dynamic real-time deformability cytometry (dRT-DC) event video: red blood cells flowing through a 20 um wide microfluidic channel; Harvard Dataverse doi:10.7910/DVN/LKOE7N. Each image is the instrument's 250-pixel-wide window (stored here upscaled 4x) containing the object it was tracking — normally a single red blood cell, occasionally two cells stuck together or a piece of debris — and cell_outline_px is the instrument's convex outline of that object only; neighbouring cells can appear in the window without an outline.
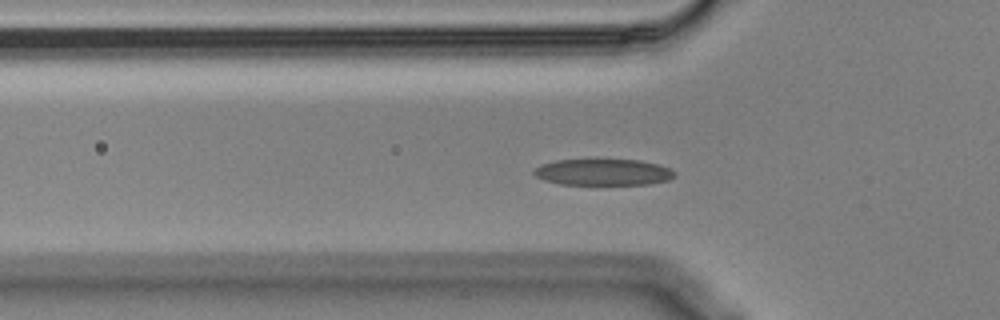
{"species": "Egyptian fruit bat (a non-hibernating species)", "species_latin": "Rousettus aegyptiacus", "temperature_condition": "cold", "stored_images_in_passage": 42, "camera_frame_rate_fps": 3000, "um_per_image_px": 0.085, "animal": {"sex": "male"}, "frame": {"image": 1, "passage_image": 3, "time_ms": 0.667, "image_size_px": [1000, 320], "cell_outline_px": [[676, 176], [668, 180], [648, 184], [560, 184], [544, 180], [536, 176], [532, 172], [536, 168], [544, 164], [556, 160], [640, 160], [660, 164], [676, 172]], "centroid_in_image_um": [51.31, 14.63], "position_along_channel_um": 74.5, "area_um2": 21.44}}
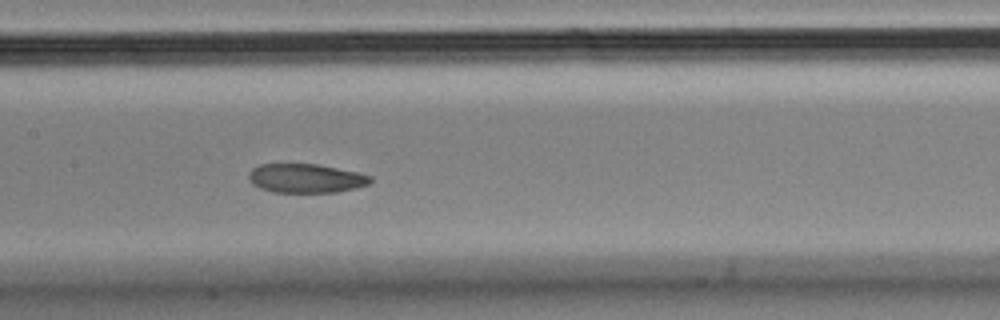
{"frame": {"image": 2, "passage_image": 12, "time_ms": 3.667, "image_size_px": [1000, 320], "cell_outline_px": [[372, 180], [368, 184], [356, 188], [336, 192], [272, 192], [260, 188], [252, 184], [248, 180], [248, 172], [252, 168], [260, 164], [316, 164], [356, 172], [372, 176]], "centroid_in_image_um": [25.95, 15.16], "position_along_channel_um": 181.4, "area_um2": 20.58}}
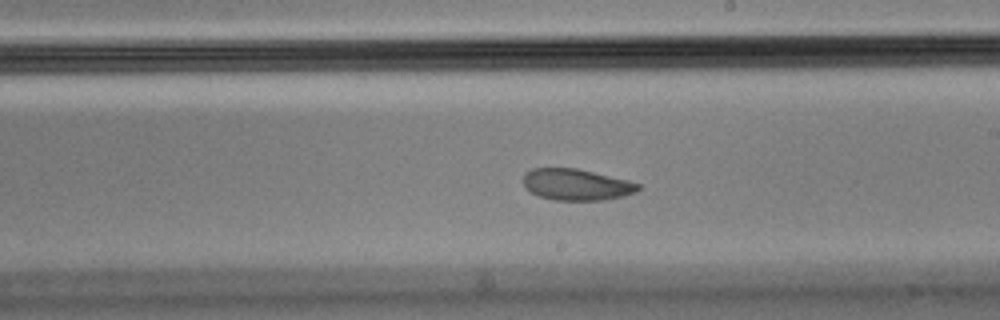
{"frame": {"image": 3, "passage_image": 17, "time_ms": 5.333, "image_size_px": [1000, 320], "cell_outline_px": [[640, 188], [636, 192], [624, 196], [604, 200], [552, 200], [540, 196], [524, 188], [524, 172], [532, 168], [576, 168], [628, 180], [640, 184]], "centroid_in_image_um": [48.99, 15.69], "position_along_channel_um": 240.0, "area_um2": 21.04}, "authors_computed_cell_mechanics": {"area_um2": 22.1952, "velocity_mm_per_s": 3.5312, "shape_relaxation_time_tau1_ms": 2.8917, "shape_relaxation_time_tau2_ms": 2.8294, "deformation_change_tau1": 0.1305, "deformation_change_tau2": 0.0788}}